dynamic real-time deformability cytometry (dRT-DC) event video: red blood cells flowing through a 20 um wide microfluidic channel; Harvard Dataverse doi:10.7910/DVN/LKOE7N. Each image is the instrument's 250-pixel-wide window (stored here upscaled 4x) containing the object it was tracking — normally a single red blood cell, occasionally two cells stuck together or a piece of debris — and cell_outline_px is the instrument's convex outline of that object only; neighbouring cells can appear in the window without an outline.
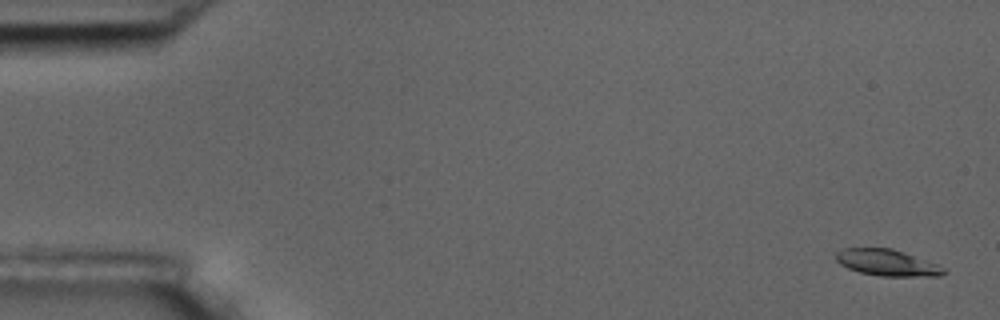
{"species": "common noctule bat (a hibernating species)", "species_latin": "Nyctalus noctula", "temperature_condition": "room temperature", "stored_images_in_passage": 5, "camera_frame_rate_fps": 3000, "um_per_image_px": 0.085, "animal": {"sex": "male", "body_mass_g": 17.5, "forearm_length_mm": 52.3}, "frame": {"image": 1, "passage_image": 1, "time_ms": 0.0, "image_size_px": [1000, 320], "cell_outline_px": [[948, 272], [940, 276], [880, 276], [860, 272], [848, 268], [840, 264], [836, 260], [836, 252], [844, 248], [892, 248], [904, 252], [936, 264], [944, 268]], "centroid_in_image_um": [75.4, 22.33], "position_along_channel_um": 9.6, "area_um2": 16.47}}
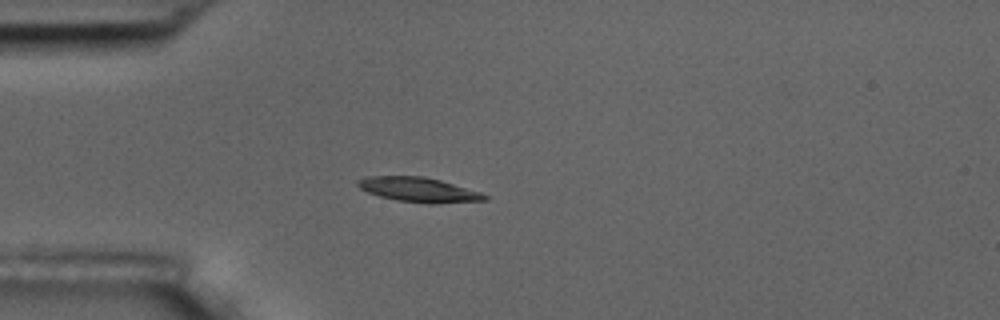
{"frame": {"image": 2, "passage_image": 5, "time_ms": 4.667, "image_size_px": [1000, 320], "cell_outline_px": [[488, 200], [432, 204], [428, 204], [396, 200], [380, 196], [368, 192], [360, 188], [356, 184], [356, 180], [364, 176], [424, 176], [440, 180], [480, 192], [488, 196]], "centroid_in_image_um": [35.56, 16.12], "position_along_channel_um": 49.4, "area_um2": 18.26}}